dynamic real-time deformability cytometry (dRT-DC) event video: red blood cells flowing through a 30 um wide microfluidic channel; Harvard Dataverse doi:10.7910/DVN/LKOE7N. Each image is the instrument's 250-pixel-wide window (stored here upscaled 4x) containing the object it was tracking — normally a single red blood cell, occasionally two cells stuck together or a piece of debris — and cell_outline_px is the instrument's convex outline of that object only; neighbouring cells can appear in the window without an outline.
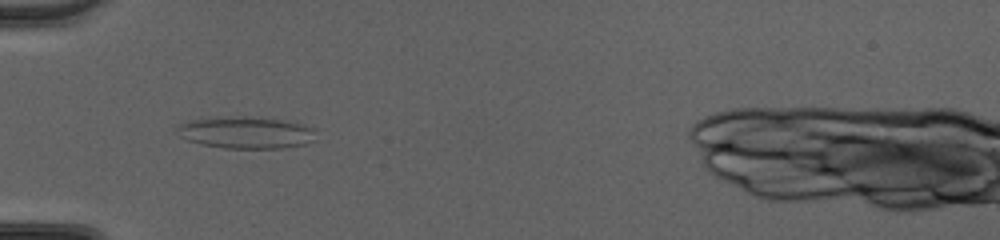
{"species": "common noctule bat (a hibernating species)", "species_latin": "Nyctalus noctula", "temperature_condition": "cold", "stored_images_in_passage": 41, "camera_frame_rate_fps": 3000, "um_per_image_px": 0.085, "animal": {"sex": "female", "body_mass_g": 20.0, "forearm_length_mm": 54.0}, "frame": {"image": 1, "passage_image": 8, "time_ms": 2.333, "image_size_px": [1000, 240], "cell_outline_px": [[316, 140], [304, 144], [280, 148], [224, 148], [204, 144], [188, 140], [180, 136], [176, 128], [180, 124], [192, 120], [216, 116], [280, 120], [316, 128]], "centroid_in_image_um": [20.92, 11.28], "position_along_channel_um": 64.1, "area_um2": 25.32}}
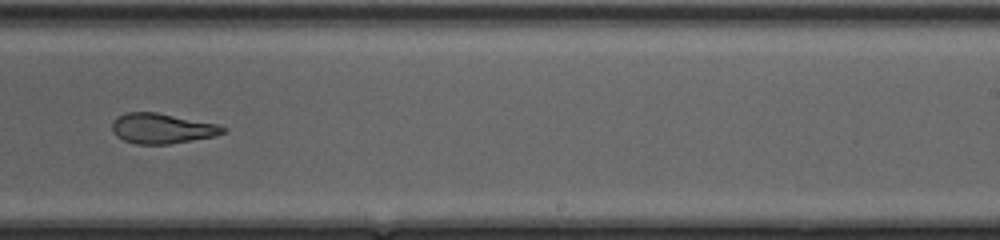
{"frame": {"image": 2, "passage_image": 23, "time_ms": 7.333, "image_size_px": [1000, 240], "cell_outline_px": [[228, 128], [224, 132], [212, 136], [168, 144], [136, 144], [124, 140], [116, 136], [112, 132], [112, 120], [116, 116], [124, 112], [156, 112], [216, 124]], "centroid_in_image_um": [13.69, 10.91], "position_along_channel_um": 275.3, "area_um2": 19.36}}
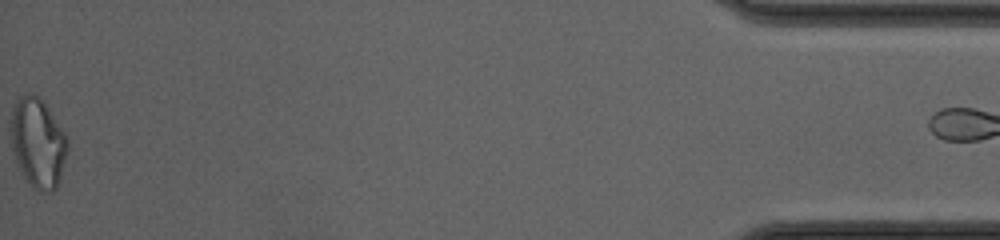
{"frame": {"image": 3, "passage_image": 40, "time_ms": 13.0, "image_size_px": [1000, 240], "cell_outline_px": [[68, 148], [60, 180], [56, 188], [52, 192], [40, 192], [32, 188], [24, 176], [12, 152], [12, 108], [16, 100], [20, 96], [28, 92], [32, 92], [44, 100], [64, 132], [68, 140]], "centroid_in_image_um": [3.24, 12.13], "position_along_channel_um": 432.0, "area_um2": 29.71}}